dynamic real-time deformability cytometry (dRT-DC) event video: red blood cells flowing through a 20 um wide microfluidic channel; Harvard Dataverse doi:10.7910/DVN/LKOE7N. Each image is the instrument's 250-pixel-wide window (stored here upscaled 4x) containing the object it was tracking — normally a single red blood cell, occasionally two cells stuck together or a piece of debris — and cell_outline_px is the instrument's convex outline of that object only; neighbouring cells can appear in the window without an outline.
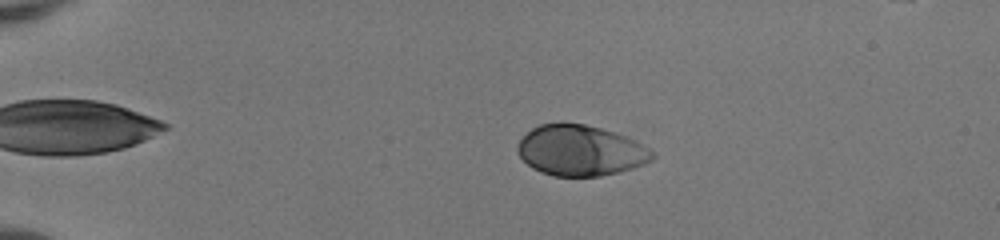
{"species": "human", "species_latin": "Homo sapiens", "temperature_condition": "room temperature", "stored_images_in_passage": 52, "camera_frame_rate_fps": 3000, "um_per_image_px": 0.085, "donor": {"sex": "female"}, "frame": {"image": 1, "passage_image": 12, "time_ms": 3.667, "image_size_px": [1000, 240], "cell_outline_px": [[656, 156], [652, 160], [644, 164], [620, 172], [600, 176], [552, 176], [540, 172], [532, 168], [516, 152], [516, 148], [520, 140], [532, 128], [540, 124], [584, 124], [616, 132], [636, 140], [648, 148]], "centroid_in_image_um": [49.35, 12.81], "position_along_channel_um": 35.6, "area_um2": 39.65}}
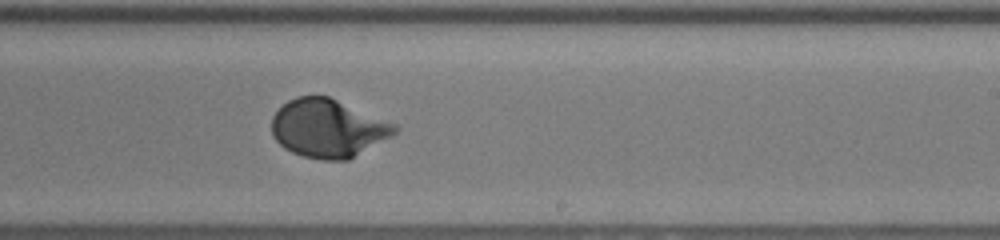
{"frame": {"image": 2, "passage_image": 34, "time_ms": 11.0, "image_size_px": [1000, 240], "cell_outline_px": [[400, 128], [392, 136], [348, 160], [320, 160], [304, 156], [292, 152], [284, 148], [272, 136], [272, 116], [288, 100], [296, 96], [328, 96], [396, 124]], "centroid_in_image_um": [27.88, 10.91], "position_along_channel_um": 261.1, "area_um2": 41.62}}
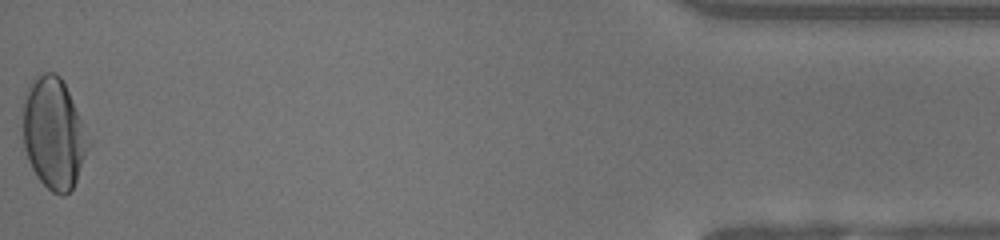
{"frame": {"image": 3, "passage_image": 52, "time_ms": 17.0, "image_size_px": [1000, 240], "cell_outline_px": [[92, 144], [76, 180], [72, 188], [64, 196], [60, 196], [52, 192], [36, 176], [28, 160], [24, 148], [24, 100], [28, 88], [36, 72], [56, 72], [60, 76], [92, 140]], "centroid_in_image_um": [4.59, 11.34], "position_along_channel_um": 430.6, "area_um2": 42.6}, "authors_computed_cell_mechanics": {"area_um2": 40.8935, "velocity_mm_per_s": 4.0748, "shape_relaxation_time_tau1_ms": 2.8215, "shape_relaxation_time_tau2_ms": null, "deformation_change_tau1": 0.1804, "deformation_change_tau2": null}}